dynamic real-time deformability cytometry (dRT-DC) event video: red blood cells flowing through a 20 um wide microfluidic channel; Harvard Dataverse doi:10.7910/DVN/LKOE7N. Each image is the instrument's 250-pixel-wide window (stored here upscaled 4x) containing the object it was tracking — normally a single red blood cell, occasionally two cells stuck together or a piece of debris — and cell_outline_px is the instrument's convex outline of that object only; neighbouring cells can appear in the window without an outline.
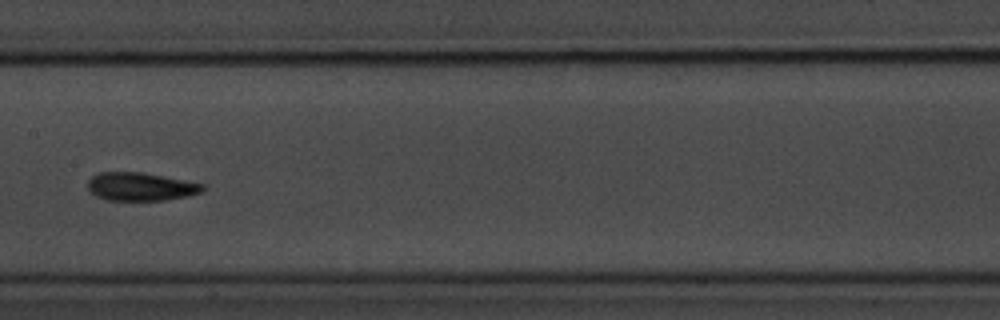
{"species": "common noctule bat (a hibernating species)", "species_latin": "Nyctalus noctula", "temperature_condition": "room temperature", "stored_images_in_passage": 15, "segment_of_instrument_passage": [1, 2], "camera_frame_rate_fps": 3000, "um_per_image_px": 0.085, "animal": {"sex": "male", "body_mass_g": 20.1, "forearm_length_mm": 53.5}, "frame": {"image": 1, "passage_image": 7, "time_ms": 8.0, "image_size_px": [1000, 320], "cell_outline_px": [[204, 192], [188, 196], [164, 200], [104, 200], [96, 196], [88, 188], [88, 180], [92, 176], [100, 172], [140, 172], [184, 180], [204, 184]], "centroid_in_image_um": [11.96, 15.87], "position_along_channel_um": 195.4, "area_um2": 18.84}}
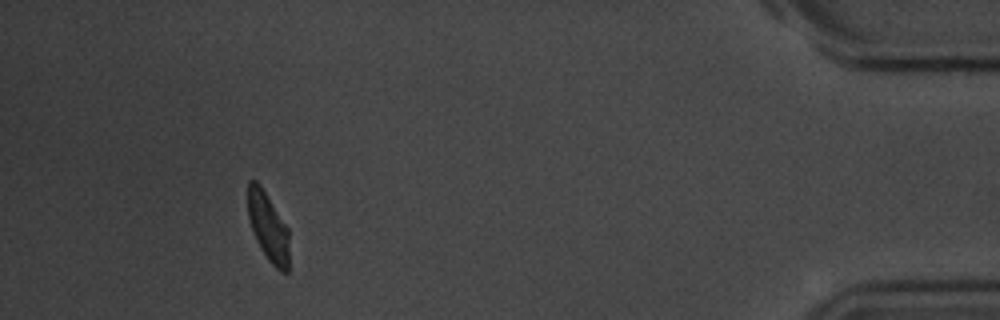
{"frame": {"image": 2, "passage_image": 13, "time_ms": 15.667, "image_size_px": [1000, 320], "cell_outline_px": [[288, 272], [280, 272], [268, 260], [260, 248], [256, 240], [248, 216], [248, 180], [256, 180], [260, 184], [288, 228]], "centroid_in_image_um": [22.78, 19.28], "position_along_channel_um": 412.4, "area_um2": 16.36}}